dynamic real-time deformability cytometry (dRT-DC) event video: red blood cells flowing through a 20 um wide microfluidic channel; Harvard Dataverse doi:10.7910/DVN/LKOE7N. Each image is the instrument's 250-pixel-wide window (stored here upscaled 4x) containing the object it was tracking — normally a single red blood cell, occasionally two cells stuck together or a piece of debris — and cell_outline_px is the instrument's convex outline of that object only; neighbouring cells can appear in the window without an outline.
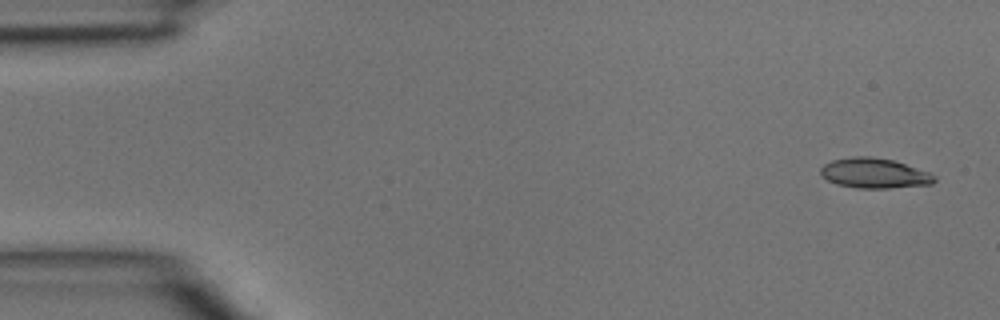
{"species": "common noctule bat (a hibernating species)", "species_latin": "Nyctalus noctula", "temperature_condition": "room temperature", "stored_images_in_passage": 2, "camera_frame_rate_fps": 3000, "um_per_image_px": 0.085, "animal": {"sex": "male", "body_mass_g": 15.6}, "frame": {"image": 1, "passage_image": 1, "time_ms": 0.0, "image_size_px": [1000, 320], "cell_outline_px": [[936, 180], [932, 184], [888, 188], [856, 188], [836, 184], [820, 176], [820, 168], [824, 164], [832, 160], [856, 156], [872, 156], [892, 160], [928, 172], [936, 176]], "centroid_in_image_um": [74.28, 14.73], "position_along_channel_um": 10.7, "area_um2": 19.88}}